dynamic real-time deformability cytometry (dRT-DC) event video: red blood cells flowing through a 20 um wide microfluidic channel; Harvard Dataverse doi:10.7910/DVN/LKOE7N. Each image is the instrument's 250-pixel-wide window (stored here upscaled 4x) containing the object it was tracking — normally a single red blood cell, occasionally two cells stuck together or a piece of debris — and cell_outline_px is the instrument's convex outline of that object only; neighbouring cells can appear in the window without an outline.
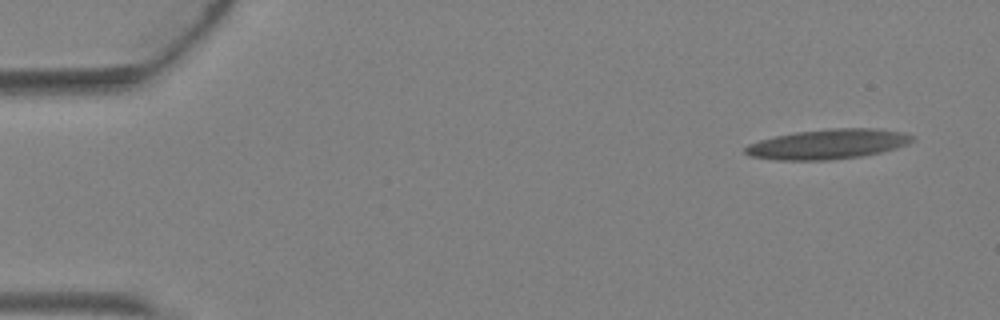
{"species": "Egyptian fruit bat (a non-hibernating species)", "species_latin": "Rousettus aegyptiacus", "temperature_condition": "warm", "stored_images_in_passage": 4, "camera_frame_rate_fps": 3000, "um_per_image_px": 0.085, "animal": {"sex": "female"}, "frame": {"image": 1, "passage_image": 1, "time_ms": 0.0, "image_size_px": [1000, 320], "cell_outline_px": [[916, 140], [908, 144], [896, 148], [880, 152], [860, 156], [828, 160], [780, 160], [752, 156], [744, 152], [744, 148], [748, 144], [760, 140], [776, 136], [796, 132], [832, 128], [880, 128], [904, 132], [912, 136]], "centroid_in_image_um": [70.42, 12.24], "position_along_channel_um": 14.6, "area_um2": 29.02}}
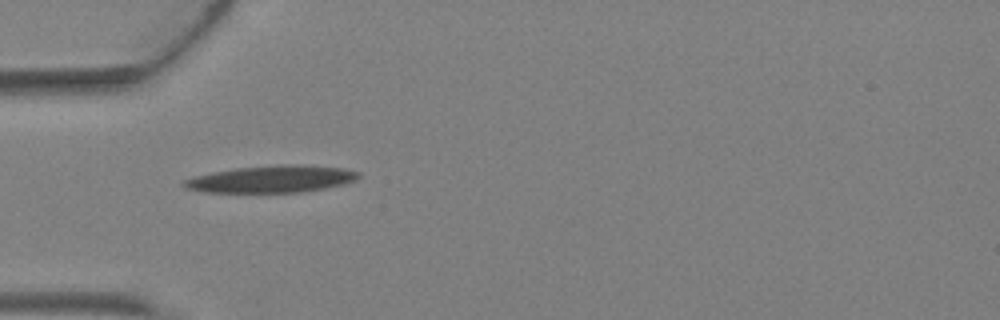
{"frame": {"image": 2, "passage_image": 4, "time_ms": 1.0, "image_size_px": [1000, 320], "cell_outline_px": [[360, 176], [356, 180], [344, 184], [328, 188], [300, 192], [208, 192], [184, 188], [180, 184], [184, 180], [196, 176], [236, 168], [284, 164], [344, 168], [360, 172]], "centroid_in_image_um": [23.12, 15.23], "position_along_channel_um": 61.9, "area_um2": 27.22}}